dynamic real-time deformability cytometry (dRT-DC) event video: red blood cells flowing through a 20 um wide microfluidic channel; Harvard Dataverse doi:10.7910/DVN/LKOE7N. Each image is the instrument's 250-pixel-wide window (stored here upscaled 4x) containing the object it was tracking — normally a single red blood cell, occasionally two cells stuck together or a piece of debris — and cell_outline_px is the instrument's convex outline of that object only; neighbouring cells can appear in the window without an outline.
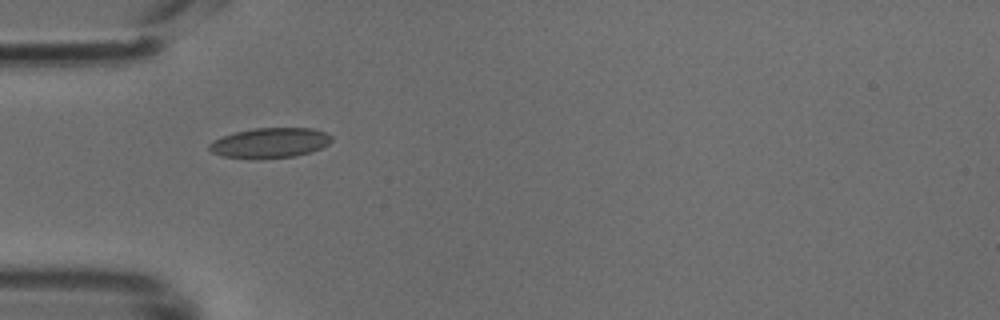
{"species": "common noctule bat (a hibernating species)", "species_latin": "Nyctalus noctula", "temperature_condition": "cold", "stored_images_in_passage": 35, "camera_frame_rate_fps": 3000, "um_per_image_px": 0.085, "animal": {"sex": "male", "body_mass_g": 18.8}, "frame": {"image": 1, "passage_image": 1, "time_ms": 0.0, "image_size_px": [1000, 320], "cell_outline_px": [[332, 140], [328, 144], [312, 152], [296, 156], [220, 156], [212, 152], [208, 148], [208, 144], [212, 140], [236, 132], [256, 128], [312, 128], [324, 132], [332, 136]], "centroid_in_image_um": [22.98, 12.1], "position_along_channel_um": 62.0, "area_um2": 20.63}}
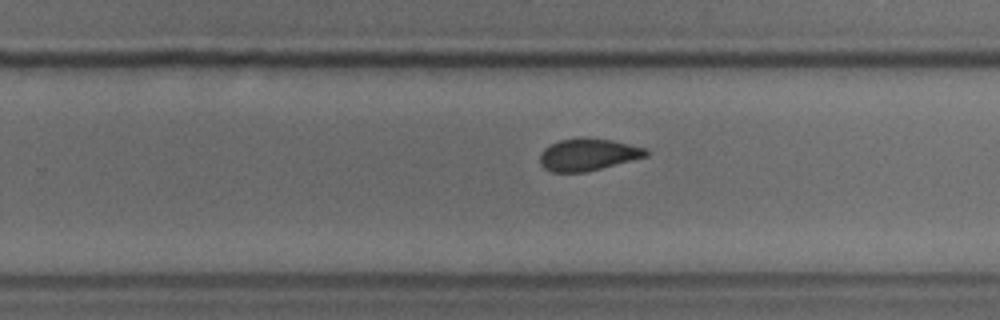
{"frame": {"image": 2, "passage_image": 17, "time_ms": 5.333, "image_size_px": [1000, 320], "cell_outline_px": [[648, 156], [584, 172], [552, 172], [544, 168], [540, 164], [540, 152], [544, 148], [560, 140], [580, 136], [584, 136], [612, 140], [648, 148]], "centroid_in_image_um": [49.97, 13.11], "position_along_channel_um": 279.8, "area_um2": 20.0}}
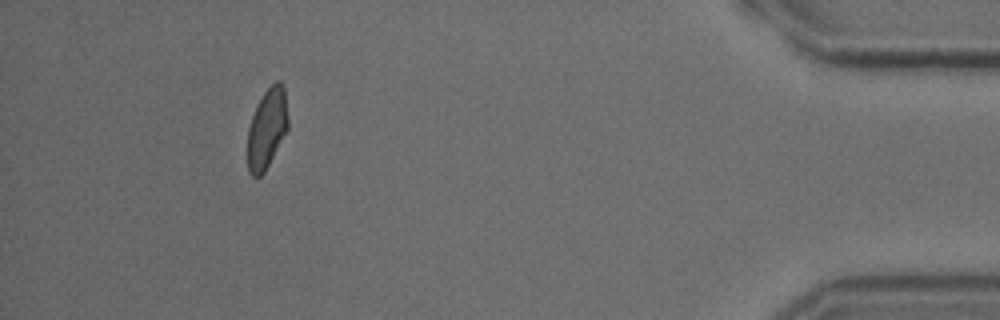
{"frame": {"image": 3, "passage_image": 31, "time_ms": 10.0, "image_size_px": [1000, 320], "cell_outline_px": [[288, 128], [264, 172], [260, 176], [252, 176], [248, 172], [248, 128], [252, 116], [264, 92], [276, 80], [280, 80], [284, 84], [288, 116]], "centroid_in_image_um": [22.7, 10.89], "position_along_channel_um": 412.5, "area_um2": 18.67}}